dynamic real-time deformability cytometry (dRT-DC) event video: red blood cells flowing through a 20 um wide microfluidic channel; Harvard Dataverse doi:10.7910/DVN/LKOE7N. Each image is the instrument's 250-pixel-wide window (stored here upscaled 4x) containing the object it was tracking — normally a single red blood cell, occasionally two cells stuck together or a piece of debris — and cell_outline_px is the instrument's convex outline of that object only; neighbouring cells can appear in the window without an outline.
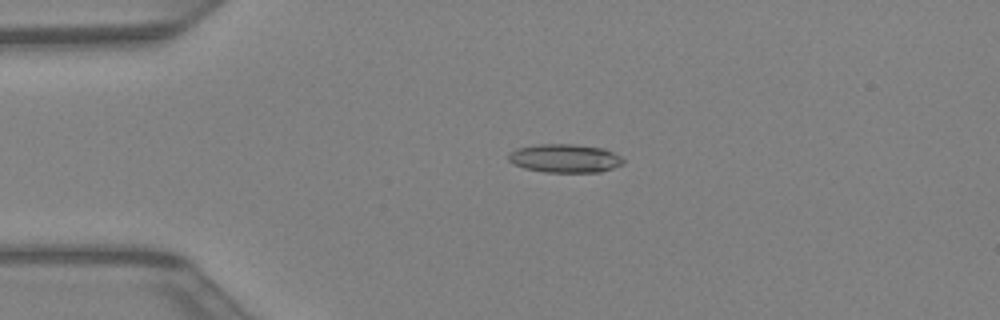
{"species": "Egyptian fruit bat (a non-hibernating species)", "species_latin": "Rousettus aegyptiacus", "temperature_condition": "warm", "stored_images_in_passage": 42, "camera_frame_rate_fps": 3000, "um_per_image_px": 0.085, "animal": {"sex": "female"}, "frame": {"image": 1, "passage_image": 10, "time_ms": 3.0, "image_size_px": [1000, 320], "cell_outline_px": [[624, 164], [600, 172], [544, 172], [524, 168], [512, 164], [508, 160], [508, 156], [516, 148], [540, 144], [568, 144], [604, 148], [620, 156], [624, 160]], "centroid_in_image_um": [48.01, 13.46], "position_along_channel_um": 37.0, "area_um2": 19.02}}
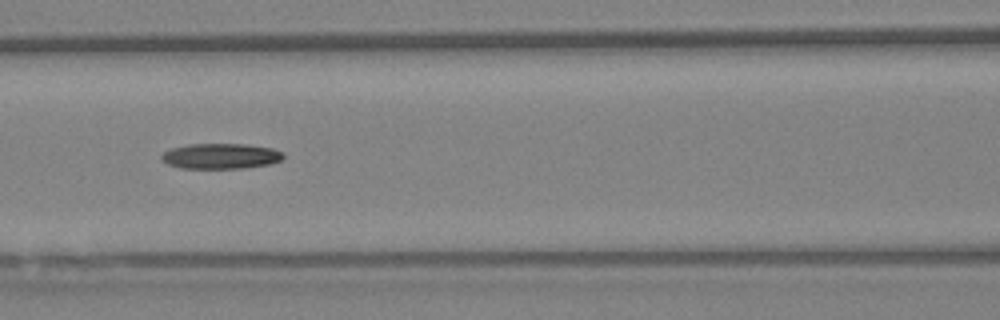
{"frame": {"image": 2, "passage_image": 19, "time_ms": 6.0, "image_size_px": [1000, 320], "cell_outline_px": [[284, 156], [280, 160], [272, 164], [244, 168], [180, 168], [168, 164], [160, 156], [164, 152], [172, 148], [188, 144], [244, 144], [272, 148], [284, 152]], "centroid_in_image_um": [18.79, 13.27], "position_along_channel_um": 147.8, "area_um2": 18.03}}
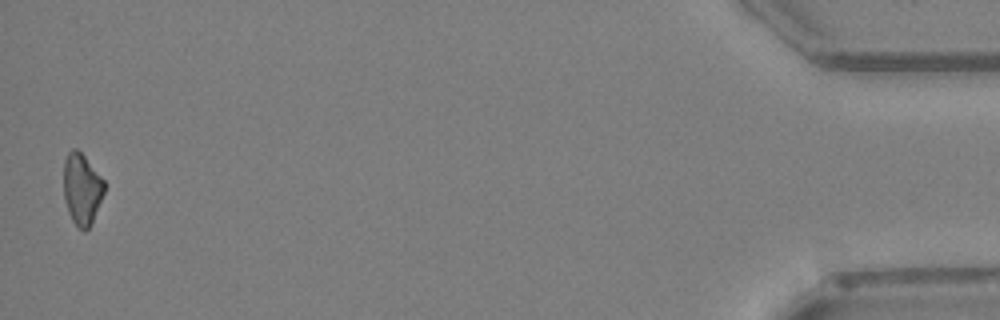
{"frame": {"image": 3, "passage_image": 42, "time_ms": 13.667, "image_size_px": [1000, 320], "cell_outline_px": [[104, 192], [92, 220], [88, 228], [84, 232], [72, 220], [68, 212], [64, 196], [64, 160], [68, 152], [72, 148], [76, 148], [84, 156], [104, 180]], "centroid_in_image_um": [6.94, 16.04], "position_along_channel_um": 428.3, "area_um2": 16.53}}